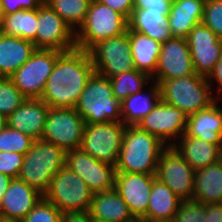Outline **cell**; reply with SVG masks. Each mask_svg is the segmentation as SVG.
<instances>
[{
    "label": "cell",
    "mask_w": 222,
    "mask_h": 222,
    "mask_svg": "<svg viewBox=\"0 0 222 222\" xmlns=\"http://www.w3.org/2000/svg\"><path fill=\"white\" fill-rule=\"evenodd\" d=\"M187 118L188 116L177 107L160 101L136 126L140 130L156 136L169 147L185 134Z\"/></svg>",
    "instance_id": "4fadbf2b"
},
{
    "label": "cell",
    "mask_w": 222,
    "mask_h": 222,
    "mask_svg": "<svg viewBox=\"0 0 222 222\" xmlns=\"http://www.w3.org/2000/svg\"><path fill=\"white\" fill-rule=\"evenodd\" d=\"M195 74L186 38L173 37L162 43L158 66L152 81H164Z\"/></svg>",
    "instance_id": "e0dca14e"
},
{
    "label": "cell",
    "mask_w": 222,
    "mask_h": 222,
    "mask_svg": "<svg viewBox=\"0 0 222 222\" xmlns=\"http://www.w3.org/2000/svg\"><path fill=\"white\" fill-rule=\"evenodd\" d=\"M42 4H46L48 0H39Z\"/></svg>",
    "instance_id": "816d5d0a"
},
{
    "label": "cell",
    "mask_w": 222,
    "mask_h": 222,
    "mask_svg": "<svg viewBox=\"0 0 222 222\" xmlns=\"http://www.w3.org/2000/svg\"><path fill=\"white\" fill-rule=\"evenodd\" d=\"M61 222H94L89 212L62 213Z\"/></svg>",
    "instance_id": "f6af8a7d"
},
{
    "label": "cell",
    "mask_w": 222,
    "mask_h": 222,
    "mask_svg": "<svg viewBox=\"0 0 222 222\" xmlns=\"http://www.w3.org/2000/svg\"><path fill=\"white\" fill-rule=\"evenodd\" d=\"M128 222H148V220L145 219L144 217H133Z\"/></svg>",
    "instance_id": "681fc988"
},
{
    "label": "cell",
    "mask_w": 222,
    "mask_h": 222,
    "mask_svg": "<svg viewBox=\"0 0 222 222\" xmlns=\"http://www.w3.org/2000/svg\"><path fill=\"white\" fill-rule=\"evenodd\" d=\"M153 222H173V221H153Z\"/></svg>",
    "instance_id": "f5cc1de1"
},
{
    "label": "cell",
    "mask_w": 222,
    "mask_h": 222,
    "mask_svg": "<svg viewBox=\"0 0 222 222\" xmlns=\"http://www.w3.org/2000/svg\"><path fill=\"white\" fill-rule=\"evenodd\" d=\"M97 1L119 12L120 14L124 15L127 19L130 18L132 11L134 9L133 0H97Z\"/></svg>",
    "instance_id": "b9f144b4"
},
{
    "label": "cell",
    "mask_w": 222,
    "mask_h": 222,
    "mask_svg": "<svg viewBox=\"0 0 222 222\" xmlns=\"http://www.w3.org/2000/svg\"><path fill=\"white\" fill-rule=\"evenodd\" d=\"M202 23L222 40V0H206Z\"/></svg>",
    "instance_id": "74e56055"
},
{
    "label": "cell",
    "mask_w": 222,
    "mask_h": 222,
    "mask_svg": "<svg viewBox=\"0 0 222 222\" xmlns=\"http://www.w3.org/2000/svg\"><path fill=\"white\" fill-rule=\"evenodd\" d=\"M128 28L145 34L161 44L174 37L170 30L168 16L163 15V12L149 11L144 8L133 9L128 19Z\"/></svg>",
    "instance_id": "484cf974"
},
{
    "label": "cell",
    "mask_w": 222,
    "mask_h": 222,
    "mask_svg": "<svg viewBox=\"0 0 222 222\" xmlns=\"http://www.w3.org/2000/svg\"><path fill=\"white\" fill-rule=\"evenodd\" d=\"M24 162V155L0 151V172L11 178H18Z\"/></svg>",
    "instance_id": "f35d334b"
},
{
    "label": "cell",
    "mask_w": 222,
    "mask_h": 222,
    "mask_svg": "<svg viewBox=\"0 0 222 222\" xmlns=\"http://www.w3.org/2000/svg\"><path fill=\"white\" fill-rule=\"evenodd\" d=\"M186 39L195 73L208 77L220 59L222 40L203 23L196 25Z\"/></svg>",
    "instance_id": "2e32d148"
},
{
    "label": "cell",
    "mask_w": 222,
    "mask_h": 222,
    "mask_svg": "<svg viewBox=\"0 0 222 222\" xmlns=\"http://www.w3.org/2000/svg\"><path fill=\"white\" fill-rule=\"evenodd\" d=\"M13 178L0 172V201L3 198Z\"/></svg>",
    "instance_id": "bcb514c9"
},
{
    "label": "cell",
    "mask_w": 222,
    "mask_h": 222,
    "mask_svg": "<svg viewBox=\"0 0 222 222\" xmlns=\"http://www.w3.org/2000/svg\"><path fill=\"white\" fill-rule=\"evenodd\" d=\"M62 53L55 49H36L10 77L26 99H41L47 78Z\"/></svg>",
    "instance_id": "ba28073f"
},
{
    "label": "cell",
    "mask_w": 222,
    "mask_h": 222,
    "mask_svg": "<svg viewBox=\"0 0 222 222\" xmlns=\"http://www.w3.org/2000/svg\"><path fill=\"white\" fill-rule=\"evenodd\" d=\"M75 110L85 123L122 122L120 102L114 97L110 79L96 72L88 80Z\"/></svg>",
    "instance_id": "5b68a950"
},
{
    "label": "cell",
    "mask_w": 222,
    "mask_h": 222,
    "mask_svg": "<svg viewBox=\"0 0 222 222\" xmlns=\"http://www.w3.org/2000/svg\"><path fill=\"white\" fill-rule=\"evenodd\" d=\"M35 140L26 133L6 126L0 131V151L16 152L25 155Z\"/></svg>",
    "instance_id": "836d02e7"
},
{
    "label": "cell",
    "mask_w": 222,
    "mask_h": 222,
    "mask_svg": "<svg viewBox=\"0 0 222 222\" xmlns=\"http://www.w3.org/2000/svg\"><path fill=\"white\" fill-rule=\"evenodd\" d=\"M65 159L66 152L61 147L42 139L35 140L24 155L18 179L44 195L52 178L65 166Z\"/></svg>",
    "instance_id": "277c9868"
},
{
    "label": "cell",
    "mask_w": 222,
    "mask_h": 222,
    "mask_svg": "<svg viewBox=\"0 0 222 222\" xmlns=\"http://www.w3.org/2000/svg\"><path fill=\"white\" fill-rule=\"evenodd\" d=\"M5 15L15 13L19 10H36L42 3L39 0H0Z\"/></svg>",
    "instance_id": "ab89813d"
},
{
    "label": "cell",
    "mask_w": 222,
    "mask_h": 222,
    "mask_svg": "<svg viewBox=\"0 0 222 222\" xmlns=\"http://www.w3.org/2000/svg\"><path fill=\"white\" fill-rule=\"evenodd\" d=\"M94 72L88 51L63 52L47 78L41 100L50 108H75Z\"/></svg>",
    "instance_id": "6da1fadb"
},
{
    "label": "cell",
    "mask_w": 222,
    "mask_h": 222,
    "mask_svg": "<svg viewBox=\"0 0 222 222\" xmlns=\"http://www.w3.org/2000/svg\"><path fill=\"white\" fill-rule=\"evenodd\" d=\"M65 166L81 177L93 193L114 189L115 166L100 162L81 148L66 151Z\"/></svg>",
    "instance_id": "9a60e30c"
},
{
    "label": "cell",
    "mask_w": 222,
    "mask_h": 222,
    "mask_svg": "<svg viewBox=\"0 0 222 222\" xmlns=\"http://www.w3.org/2000/svg\"><path fill=\"white\" fill-rule=\"evenodd\" d=\"M216 100L208 108L187 118L185 135L197 137L211 144H222V105Z\"/></svg>",
    "instance_id": "44dd1931"
},
{
    "label": "cell",
    "mask_w": 222,
    "mask_h": 222,
    "mask_svg": "<svg viewBox=\"0 0 222 222\" xmlns=\"http://www.w3.org/2000/svg\"><path fill=\"white\" fill-rule=\"evenodd\" d=\"M173 147L194 170L215 164L222 159V144H211L185 134Z\"/></svg>",
    "instance_id": "7402d4cb"
},
{
    "label": "cell",
    "mask_w": 222,
    "mask_h": 222,
    "mask_svg": "<svg viewBox=\"0 0 222 222\" xmlns=\"http://www.w3.org/2000/svg\"><path fill=\"white\" fill-rule=\"evenodd\" d=\"M42 197L37 189L14 178L0 201V216L21 222Z\"/></svg>",
    "instance_id": "d6986e66"
},
{
    "label": "cell",
    "mask_w": 222,
    "mask_h": 222,
    "mask_svg": "<svg viewBox=\"0 0 222 222\" xmlns=\"http://www.w3.org/2000/svg\"><path fill=\"white\" fill-rule=\"evenodd\" d=\"M152 82L153 85L148 88L149 90L145 88L136 94L129 95L120 103L122 122L126 126H136L161 101L159 84Z\"/></svg>",
    "instance_id": "f1b7e54d"
},
{
    "label": "cell",
    "mask_w": 222,
    "mask_h": 222,
    "mask_svg": "<svg viewBox=\"0 0 222 222\" xmlns=\"http://www.w3.org/2000/svg\"><path fill=\"white\" fill-rule=\"evenodd\" d=\"M35 50L31 41L0 33V77L10 78Z\"/></svg>",
    "instance_id": "d4e9b609"
},
{
    "label": "cell",
    "mask_w": 222,
    "mask_h": 222,
    "mask_svg": "<svg viewBox=\"0 0 222 222\" xmlns=\"http://www.w3.org/2000/svg\"><path fill=\"white\" fill-rule=\"evenodd\" d=\"M128 19L97 0H91L86 19L76 31V48L89 51L95 44L127 32Z\"/></svg>",
    "instance_id": "8992f818"
},
{
    "label": "cell",
    "mask_w": 222,
    "mask_h": 222,
    "mask_svg": "<svg viewBox=\"0 0 222 222\" xmlns=\"http://www.w3.org/2000/svg\"><path fill=\"white\" fill-rule=\"evenodd\" d=\"M49 109L41 99H26L7 117V126L26 133L34 140L42 139Z\"/></svg>",
    "instance_id": "ffe728a7"
},
{
    "label": "cell",
    "mask_w": 222,
    "mask_h": 222,
    "mask_svg": "<svg viewBox=\"0 0 222 222\" xmlns=\"http://www.w3.org/2000/svg\"><path fill=\"white\" fill-rule=\"evenodd\" d=\"M88 212L94 222H128L133 218L126 202L115 189L93 193Z\"/></svg>",
    "instance_id": "603a6c76"
},
{
    "label": "cell",
    "mask_w": 222,
    "mask_h": 222,
    "mask_svg": "<svg viewBox=\"0 0 222 222\" xmlns=\"http://www.w3.org/2000/svg\"><path fill=\"white\" fill-rule=\"evenodd\" d=\"M156 175L116 172L115 191L126 202L133 217L147 213L149 195Z\"/></svg>",
    "instance_id": "ac0fdd59"
},
{
    "label": "cell",
    "mask_w": 222,
    "mask_h": 222,
    "mask_svg": "<svg viewBox=\"0 0 222 222\" xmlns=\"http://www.w3.org/2000/svg\"><path fill=\"white\" fill-rule=\"evenodd\" d=\"M96 73L111 78L135 69L127 32L95 44L89 51Z\"/></svg>",
    "instance_id": "8fae6325"
},
{
    "label": "cell",
    "mask_w": 222,
    "mask_h": 222,
    "mask_svg": "<svg viewBox=\"0 0 222 222\" xmlns=\"http://www.w3.org/2000/svg\"><path fill=\"white\" fill-rule=\"evenodd\" d=\"M206 0H173L168 15L174 37L187 38L189 32L202 23Z\"/></svg>",
    "instance_id": "cb8c5ba5"
},
{
    "label": "cell",
    "mask_w": 222,
    "mask_h": 222,
    "mask_svg": "<svg viewBox=\"0 0 222 222\" xmlns=\"http://www.w3.org/2000/svg\"><path fill=\"white\" fill-rule=\"evenodd\" d=\"M166 147L156 136L137 126H126L116 172L156 175L160 155Z\"/></svg>",
    "instance_id": "7a4b0ae2"
},
{
    "label": "cell",
    "mask_w": 222,
    "mask_h": 222,
    "mask_svg": "<svg viewBox=\"0 0 222 222\" xmlns=\"http://www.w3.org/2000/svg\"><path fill=\"white\" fill-rule=\"evenodd\" d=\"M114 97L121 103L129 95L136 94L152 84V78L136 69L116 74L109 78Z\"/></svg>",
    "instance_id": "1f68e13d"
},
{
    "label": "cell",
    "mask_w": 222,
    "mask_h": 222,
    "mask_svg": "<svg viewBox=\"0 0 222 222\" xmlns=\"http://www.w3.org/2000/svg\"><path fill=\"white\" fill-rule=\"evenodd\" d=\"M195 170L173 147H166L159 158L156 178L167 185L181 200H193Z\"/></svg>",
    "instance_id": "5bb4252c"
},
{
    "label": "cell",
    "mask_w": 222,
    "mask_h": 222,
    "mask_svg": "<svg viewBox=\"0 0 222 222\" xmlns=\"http://www.w3.org/2000/svg\"><path fill=\"white\" fill-rule=\"evenodd\" d=\"M7 126V117L0 113V131Z\"/></svg>",
    "instance_id": "7dc6e473"
},
{
    "label": "cell",
    "mask_w": 222,
    "mask_h": 222,
    "mask_svg": "<svg viewBox=\"0 0 222 222\" xmlns=\"http://www.w3.org/2000/svg\"><path fill=\"white\" fill-rule=\"evenodd\" d=\"M4 18H5V12H4V8L0 2V30L3 26Z\"/></svg>",
    "instance_id": "c3c4849f"
},
{
    "label": "cell",
    "mask_w": 222,
    "mask_h": 222,
    "mask_svg": "<svg viewBox=\"0 0 222 222\" xmlns=\"http://www.w3.org/2000/svg\"><path fill=\"white\" fill-rule=\"evenodd\" d=\"M85 121L75 108H50L42 140L61 147L65 152L81 147Z\"/></svg>",
    "instance_id": "30bf717a"
},
{
    "label": "cell",
    "mask_w": 222,
    "mask_h": 222,
    "mask_svg": "<svg viewBox=\"0 0 222 222\" xmlns=\"http://www.w3.org/2000/svg\"><path fill=\"white\" fill-rule=\"evenodd\" d=\"M62 212L42 197L21 222H61Z\"/></svg>",
    "instance_id": "d590c367"
},
{
    "label": "cell",
    "mask_w": 222,
    "mask_h": 222,
    "mask_svg": "<svg viewBox=\"0 0 222 222\" xmlns=\"http://www.w3.org/2000/svg\"><path fill=\"white\" fill-rule=\"evenodd\" d=\"M134 8L149 9V11L163 12V15L170 14L173 0H133Z\"/></svg>",
    "instance_id": "60d3db41"
},
{
    "label": "cell",
    "mask_w": 222,
    "mask_h": 222,
    "mask_svg": "<svg viewBox=\"0 0 222 222\" xmlns=\"http://www.w3.org/2000/svg\"><path fill=\"white\" fill-rule=\"evenodd\" d=\"M205 204L195 200H182L173 222H204Z\"/></svg>",
    "instance_id": "8d00e7d4"
},
{
    "label": "cell",
    "mask_w": 222,
    "mask_h": 222,
    "mask_svg": "<svg viewBox=\"0 0 222 222\" xmlns=\"http://www.w3.org/2000/svg\"><path fill=\"white\" fill-rule=\"evenodd\" d=\"M43 197L62 213L88 212L93 192L81 177L64 166L52 178L49 189Z\"/></svg>",
    "instance_id": "52a82bcc"
},
{
    "label": "cell",
    "mask_w": 222,
    "mask_h": 222,
    "mask_svg": "<svg viewBox=\"0 0 222 222\" xmlns=\"http://www.w3.org/2000/svg\"><path fill=\"white\" fill-rule=\"evenodd\" d=\"M193 200L207 203H221L222 159L212 165L195 170Z\"/></svg>",
    "instance_id": "f546056e"
},
{
    "label": "cell",
    "mask_w": 222,
    "mask_h": 222,
    "mask_svg": "<svg viewBox=\"0 0 222 222\" xmlns=\"http://www.w3.org/2000/svg\"><path fill=\"white\" fill-rule=\"evenodd\" d=\"M36 49L69 52L76 49V32L47 3L38 8Z\"/></svg>",
    "instance_id": "7c38bea8"
},
{
    "label": "cell",
    "mask_w": 222,
    "mask_h": 222,
    "mask_svg": "<svg viewBox=\"0 0 222 222\" xmlns=\"http://www.w3.org/2000/svg\"><path fill=\"white\" fill-rule=\"evenodd\" d=\"M37 24L38 9L19 10L15 13L5 15L0 33L33 42L36 39Z\"/></svg>",
    "instance_id": "4dcf8cb0"
},
{
    "label": "cell",
    "mask_w": 222,
    "mask_h": 222,
    "mask_svg": "<svg viewBox=\"0 0 222 222\" xmlns=\"http://www.w3.org/2000/svg\"><path fill=\"white\" fill-rule=\"evenodd\" d=\"M204 222H222V204L221 203L205 204V221Z\"/></svg>",
    "instance_id": "ee69618b"
},
{
    "label": "cell",
    "mask_w": 222,
    "mask_h": 222,
    "mask_svg": "<svg viewBox=\"0 0 222 222\" xmlns=\"http://www.w3.org/2000/svg\"><path fill=\"white\" fill-rule=\"evenodd\" d=\"M182 200L156 177L153 180L147 213L143 216L148 222L173 221Z\"/></svg>",
    "instance_id": "4316f807"
},
{
    "label": "cell",
    "mask_w": 222,
    "mask_h": 222,
    "mask_svg": "<svg viewBox=\"0 0 222 222\" xmlns=\"http://www.w3.org/2000/svg\"><path fill=\"white\" fill-rule=\"evenodd\" d=\"M154 82L159 84L161 101L177 107L187 116L208 108L217 100L207 77L196 73L182 78Z\"/></svg>",
    "instance_id": "3957f363"
},
{
    "label": "cell",
    "mask_w": 222,
    "mask_h": 222,
    "mask_svg": "<svg viewBox=\"0 0 222 222\" xmlns=\"http://www.w3.org/2000/svg\"><path fill=\"white\" fill-rule=\"evenodd\" d=\"M207 81H208L209 85L211 86V89L213 87L212 85H214V83L216 81V83H217L216 89L218 91H217V93L215 92V94H217L215 96V98L217 100H219V99L221 100V98H222V50H221L220 59L216 63L215 67L213 68V71L207 77Z\"/></svg>",
    "instance_id": "7bdbcfd3"
},
{
    "label": "cell",
    "mask_w": 222,
    "mask_h": 222,
    "mask_svg": "<svg viewBox=\"0 0 222 222\" xmlns=\"http://www.w3.org/2000/svg\"><path fill=\"white\" fill-rule=\"evenodd\" d=\"M125 128L123 122L85 123L80 148L100 162L116 166Z\"/></svg>",
    "instance_id": "9c48e42d"
},
{
    "label": "cell",
    "mask_w": 222,
    "mask_h": 222,
    "mask_svg": "<svg viewBox=\"0 0 222 222\" xmlns=\"http://www.w3.org/2000/svg\"><path fill=\"white\" fill-rule=\"evenodd\" d=\"M131 55L136 70L152 77L158 66L162 44L145 34L127 29Z\"/></svg>",
    "instance_id": "83f0119b"
},
{
    "label": "cell",
    "mask_w": 222,
    "mask_h": 222,
    "mask_svg": "<svg viewBox=\"0 0 222 222\" xmlns=\"http://www.w3.org/2000/svg\"><path fill=\"white\" fill-rule=\"evenodd\" d=\"M0 222H20V221L0 216Z\"/></svg>",
    "instance_id": "f907efd6"
},
{
    "label": "cell",
    "mask_w": 222,
    "mask_h": 222,
    "mask_svg": "<svg viewBox=\"0 0 222 222\" xmlns=\"http://www.w3.org/2000/svg\"><path fill=\"white\" fill-rule=\"evenodd\" d=\"M25 100L11 78L0 77V113L8 117Z\"/></svg>",
    "instance_id": "e575fe53"
},
{
    "label": "cell",
    "mask_w": 222,
    "mask_h": 222,
    "mask_svg": "<svg viewBox=\"0 0 222 222\" xmlns=\"http://www.w3.org/2000/svg\"><path fill=\"white\" fill-rule=\"evenodd\" d=\"M91 0H48L47 4L76 32L84 23Z\"/></svg>",
    "instance_id": "d6a6232c"
}]
</instances>
